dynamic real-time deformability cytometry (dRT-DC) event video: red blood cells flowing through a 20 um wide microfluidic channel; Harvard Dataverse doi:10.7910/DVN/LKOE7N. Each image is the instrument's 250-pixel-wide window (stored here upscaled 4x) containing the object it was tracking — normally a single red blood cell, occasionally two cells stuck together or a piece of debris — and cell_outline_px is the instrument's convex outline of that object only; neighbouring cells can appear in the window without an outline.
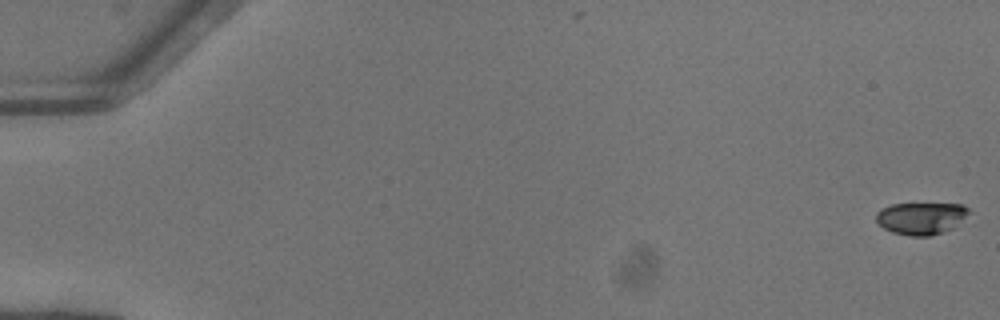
{"species": "common noctule bat (a hibernating species)", "species_latin": "Nyctalus noctula", "temperature_condition": "warm", "stored_images_in_passage": 53, "camera_frame_rate_fps": 3000, "um_per_image_px": 0.085, "animal": {"sex": "female"}, "frame": {"image": 1, "passage_image": 1, "time_ms": 0.0, "image_size_px": [1000, 320], "cell_outline_px": [[968, 212], [952, 228], [944, 232], [928, 236], [912, 236], [892, 232], [884, 228], [876, 220], [876, 212], [880, 208], [892, 204], [964, 204], [968, 208]], "centroid_in_image_um": [78.24, 18.54], "position_along_channel_um": 6.8, "area_um2": 17.11}}
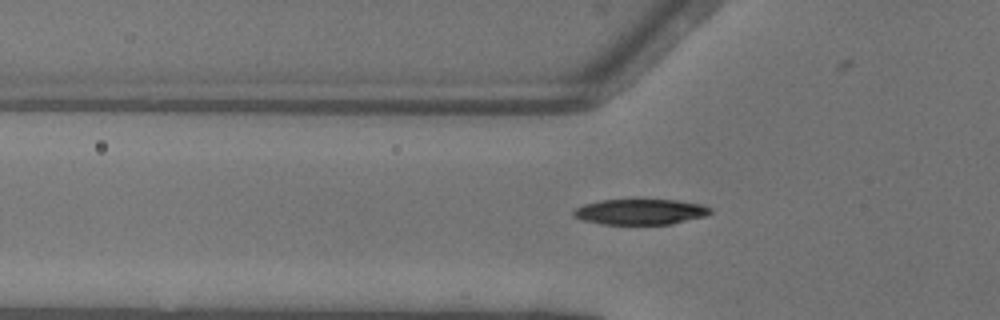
{"frame": {"image": 2, "passage_image": 19, "time_ms": 6.0, "image_size_px": [1000, 320], "cell_outline_px": [[712, 212], [704, 216], [672, 224], [600, 224], [584, 220], [572, 216], [572, 212], [576, 208], [584, 204], [600, 200], [636, 196], [676, 200], [700, 204], [712, 208]], "centroid_in_image_um": [54.4, 17.95], "position_along_channel_um": 71.4, "area_um2": 21.39}}
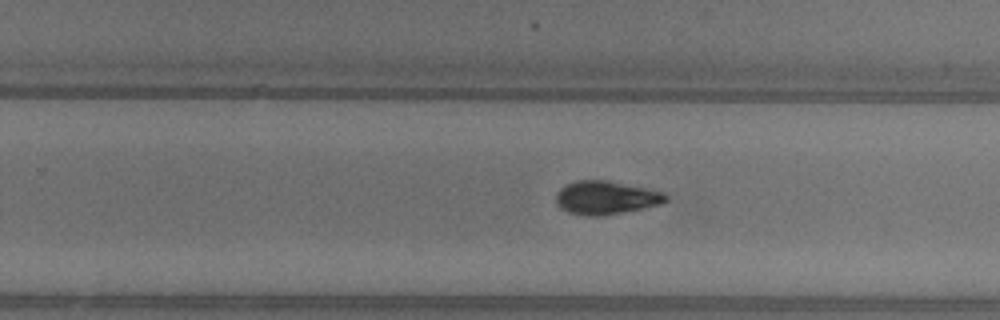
{"frame": {"image": 3, "passage_image": 34, "time_ms": 11.0, "image_size_px": [1000, 320], "cell_outline_px": [[668, 200], [660, 204], [644, 208], [600, 216], [588, 216], [568, 212], [560, 208], [556, 204], [556, 192], [564, 184], [576, 180], [608, 180], [652, 188], [664, 192], [668, 196]], "centroid_in_image_um": [51.51, 16.78], "position_along_channel_um": 278.3, "area_um2": 21.79}, "authors_computed_cell_mechanics": {"area_um2": 20.0566, "velocity_mm_per_s": 4.1385, "shape_relaxation_time_tau1_ms": 3.2136, "shape_relaxation_time_tau2_ms": 3.5197, "deformation_change_tau1": 0.1407, "deformation_change_tau2": 0.0741}}